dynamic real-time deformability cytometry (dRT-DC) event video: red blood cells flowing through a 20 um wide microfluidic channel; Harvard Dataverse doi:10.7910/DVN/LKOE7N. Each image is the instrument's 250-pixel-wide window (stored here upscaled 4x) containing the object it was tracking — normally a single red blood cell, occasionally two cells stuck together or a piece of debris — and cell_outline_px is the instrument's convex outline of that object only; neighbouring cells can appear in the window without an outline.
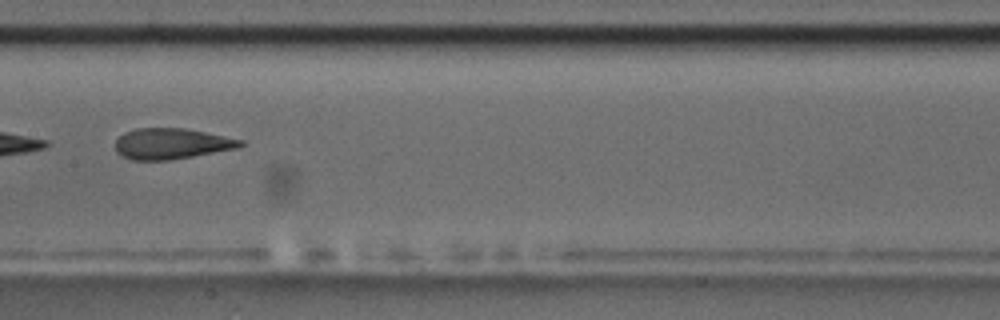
{"species": "common noctule bat (a hibernating species)", "species_latin": "Nyctalus noctula", "temperature_condition": "room temperature", "stored_images_in_passage": 11, "camera_frame_rate_fps": 3000, "um_per_image_px": 0.085, "animal": {"sex": "male", "body_mass_g": 17.5, "forearm_length_mm": 52.3}, "frame": {"image": 1, "passage_image": 8, "time_ms": 9.0, "image_size_px": [1000, 320], "cell_outline_px": [[244, 144], [236, 148], [192, 156], [168, 160], [132, 160], [120, 156], [116, 152], [116, 140], [124, 132], [136, 128], [184, 128], [244, 140]], "centroid_in_image_um": [14.53, 12.21], "position_along_channel_um": 192.9, "area_um2": 22.31}}